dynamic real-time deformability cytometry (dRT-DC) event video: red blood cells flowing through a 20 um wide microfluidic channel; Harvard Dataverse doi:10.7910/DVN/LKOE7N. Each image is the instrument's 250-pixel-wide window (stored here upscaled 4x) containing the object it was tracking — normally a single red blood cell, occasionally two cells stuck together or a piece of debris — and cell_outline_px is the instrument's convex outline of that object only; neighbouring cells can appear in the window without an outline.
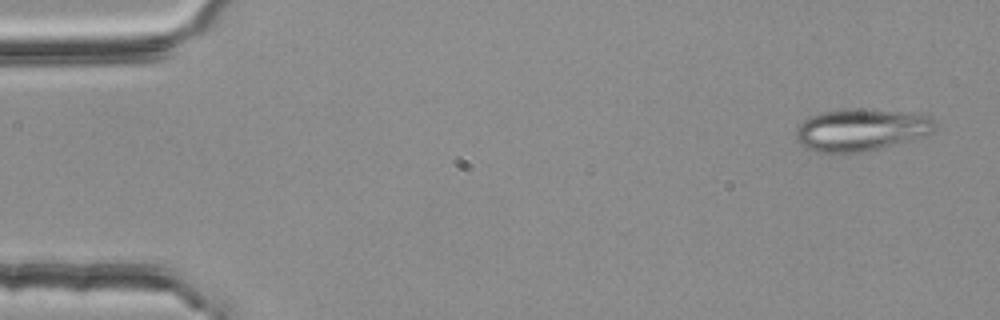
{"species": "common noctule bat (a hibernating species)", "species_latin": "Nyctalus noctula", "temperature_condition": "room temperature", "stored_images_in_passage": 3, "camera_frame_rate_fps": 3000, "um_per_image_px": 0.085, "animal": {"sex": "female", "body_mass_g": 25.1}, "frame": {"image": 1, "passage_image": 1, "time_ms": 0.0, "image_size_px": [1000, 320], "cell_outline_px": [[936, 128], [928, 136], [860, 152], [816, 152], [804, 148], [796, 140], [796, 128], [808, 116], [820, 112], [844, 108], [852, 108], [912, 112], [928, 116], [932, 120]], "centroid_in_image_um": [73.16, 11.02], "position_along_channel_um": 11.8, "area_um2": 34.39}}